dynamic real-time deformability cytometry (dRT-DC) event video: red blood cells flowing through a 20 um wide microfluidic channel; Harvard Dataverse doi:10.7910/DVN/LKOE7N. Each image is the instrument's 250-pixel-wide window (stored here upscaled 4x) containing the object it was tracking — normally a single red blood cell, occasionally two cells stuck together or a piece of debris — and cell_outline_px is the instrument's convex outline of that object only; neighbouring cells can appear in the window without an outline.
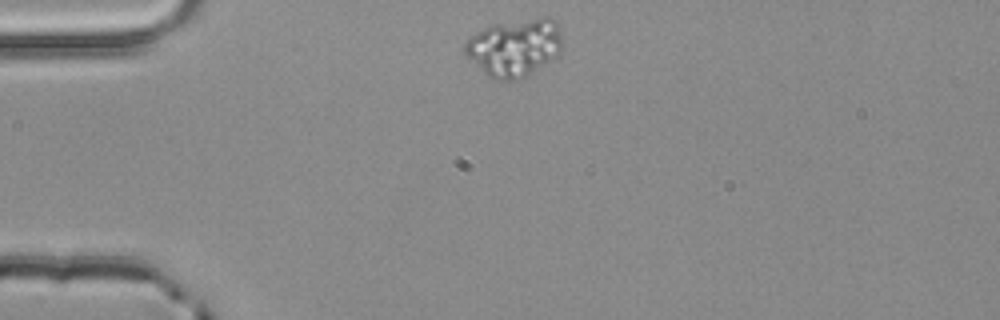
{"species": "common noctule bat (a hibernating species)", "species_latin": "Nyctalus noctula", "temperature_condition": "room temperature", "stored_images_in_passage": 3, "camera_frame_rate_fps": 3000, "um_per_image_px": 0.085, "animal": {"sex": "male", "body_mass_g": 20.4}, "frame": {"image": 1, "passage_image": 1, "time_ms": 0.0, "image_size_px": [1000, 320], "cell_outline_px": [[564, 44], [560, 52], [556, 56], [528, 76], [516, 80], [492, 80], [484, 76], [464, 52], [464, 44], [476, 32], [484, 28], [496, 24], [544, 16], [548, 16], [556, 20]], "centroid_in_image_um": [43.75, 4.06], "position_along_channel_um": 41.3, "area_um2": 33.12}}
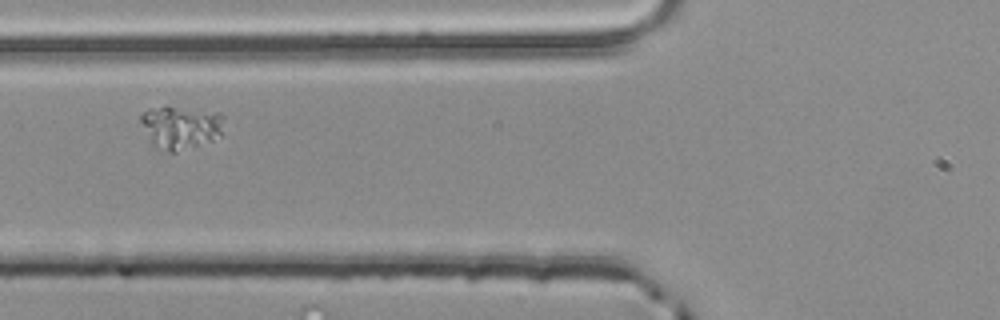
{"frame": {"image": 2, "passage_image": 3, "time_ms": 0.667, "image_size_px": [1000, 320], "cell_outline_px": [[224, 116], [220, 136], [212, 140], [176, 152], [172, 152], [152, 148], [140, 120], [140, 112], [148, 108], [172, 108], [220, 112]], "centroid_in_image_um": [15.31, 10.85], "position_along_channel_um": 110.5, "area_um2": 20.75}}